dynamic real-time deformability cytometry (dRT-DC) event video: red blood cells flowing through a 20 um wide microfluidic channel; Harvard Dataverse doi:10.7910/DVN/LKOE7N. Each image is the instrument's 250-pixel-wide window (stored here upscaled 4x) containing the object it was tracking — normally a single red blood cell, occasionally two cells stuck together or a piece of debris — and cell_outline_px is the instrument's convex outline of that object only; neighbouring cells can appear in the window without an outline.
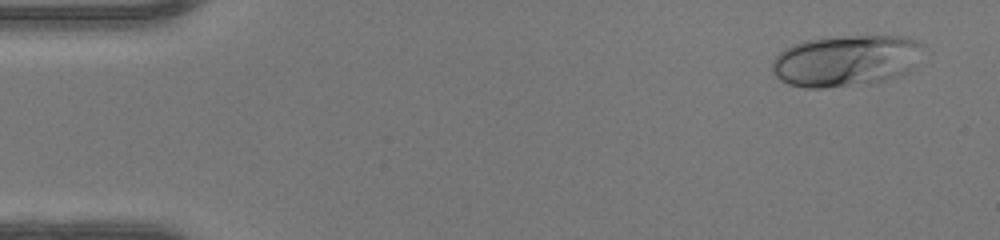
{"species": "human", "species_latin": "Homo sapiens", "temperature_condition": "warm", "stored_images_in_passage": 49, "camera_frame_rate_fps": 3000, "um_per_image_px": 0.085, "donor": {"sex": "female"}, "frame": {"image": 1, "passage_image": 3, "time_ms": 0.667, "image_size_px": [1000, 240], "cell_outline_px": [[920, 44], [908, 72], [872, 84], [824, 88], [804, 88], [788, 84], [780, 80], [772, 72], [772, 60], [784, 48], [792, 44], [804, 40], [832, 36], [908, 36], [916, 40]], "centroid_in_image_um": [71.78, 5.16], "position_along_channel_um": 13.2, "area_um2": 45.08}}
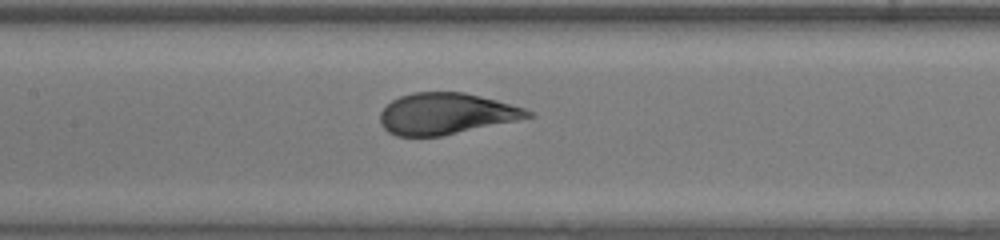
{"frame": {"image": 2, "passage_image": 23, "time_ms": 7.333, "image_size_px": [1000, 240], "cell_outline_px": [[536, 116], [440, 136], [396, 136], [388, 132], [380, 124], [380, 112], [392, 100], [400, 96], [412, 92], [464, 92], [496, 100], [524, 108], [536, 112]], "centroid_in_image_um": [37.91, 9.66], "position_along_channel_um": 169.5, "area_um2": 35.43}}
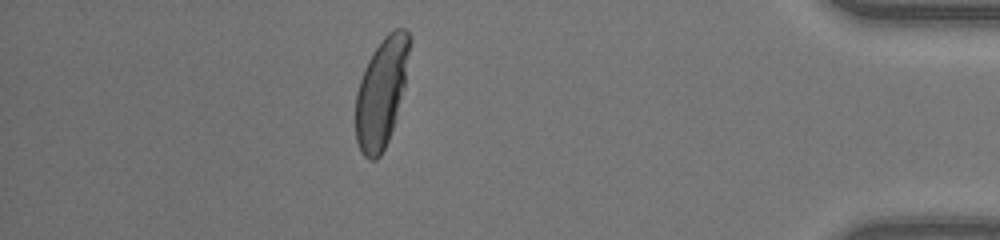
{"frame": {"image": 3, "passage_image": 43, "time_ms": 14.0, "image_size_px": [1000, 240], "cell_outline_px": [[412, 40], [404, 88], [396, 120], [388, 140], [380, 156], [376, 160], [368, 160], [360, 152], [356, 140], [356, 92], [364, 68], [372, 52], [384, 36], [388, 32], [396, 28], [404, 28], [412, 36]], "centroid_in_image_um": [32.44, 7.84], "position_along_channel_um": 402.8, "area_um2": 34.74}, "authors_computed_cell_mechanics": {"area_um2": 36.6452, "velocity_mm_per_s": 4.1928, "shape_relaxation_time_tau1_ms": 3.1241, "shape_relaxation_time_tau2_ms": null, "deformation_change_tau1": 0.1848, "deformation_change_tau2": null}}